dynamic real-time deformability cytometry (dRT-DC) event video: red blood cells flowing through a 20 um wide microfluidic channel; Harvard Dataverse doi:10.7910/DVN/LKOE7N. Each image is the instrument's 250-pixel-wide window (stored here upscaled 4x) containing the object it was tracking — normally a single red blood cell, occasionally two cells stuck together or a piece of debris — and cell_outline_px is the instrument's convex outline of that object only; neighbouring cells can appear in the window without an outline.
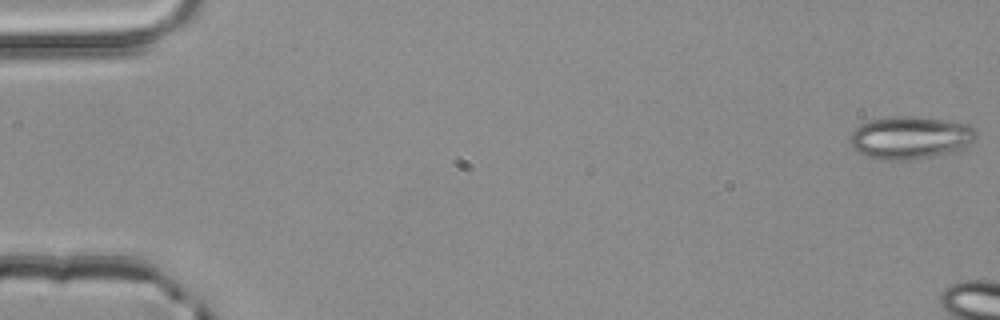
{"species": "common noctule bat (a hibernating species)", "species_latin": "Nyctalus noctula", "temperature_condition": "room temperature", "stored_images_in_passage": 6, "camera_frame_rate_fps": 3000, "um_per_image_px": 0.085, "animal": {"sex": "male", "body_mass_g": 20.4}, "frame": {"image": 1, "passage_image": 1, "time_ms": 0.0, "image_size_px": [1000, 320], "cell_outline_px": [[976, 140], [960, 148], [928, 156], [900, 160], [876, 160], [856, 152], [852, 148], [848, 140], [852, 132], [860, 124], [872, 120], [892, 116], [912, 116], [948, 120], [968, 124], [976, 132]], "centroid_in_image_um": [77.29, 11.68], "position_along_channel_um": 7.7, "area_um2": 31.1}}
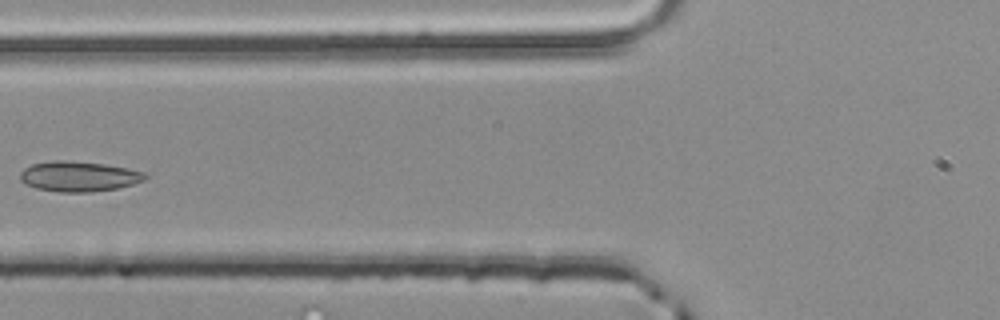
{"frame": {"image": 2, "passage_image": 6, "time_ms": 1.667, "image_size_px": [1000, 320], "cell_outline_px": [[148, 176], [144, 180], [132, 184], [116, 188], [88, 192], [60, 192], [36, 188], [24, 184], [20, 180], [20, 172], [24, 168], [32, 164], [52, 160], [64, 160], [104, 164], [128, 168], [144, 172]], "centroid_in_image_um": [6.66, 14.99], "position_along_channel_um": 119.1, "area_um2": 21.96}}